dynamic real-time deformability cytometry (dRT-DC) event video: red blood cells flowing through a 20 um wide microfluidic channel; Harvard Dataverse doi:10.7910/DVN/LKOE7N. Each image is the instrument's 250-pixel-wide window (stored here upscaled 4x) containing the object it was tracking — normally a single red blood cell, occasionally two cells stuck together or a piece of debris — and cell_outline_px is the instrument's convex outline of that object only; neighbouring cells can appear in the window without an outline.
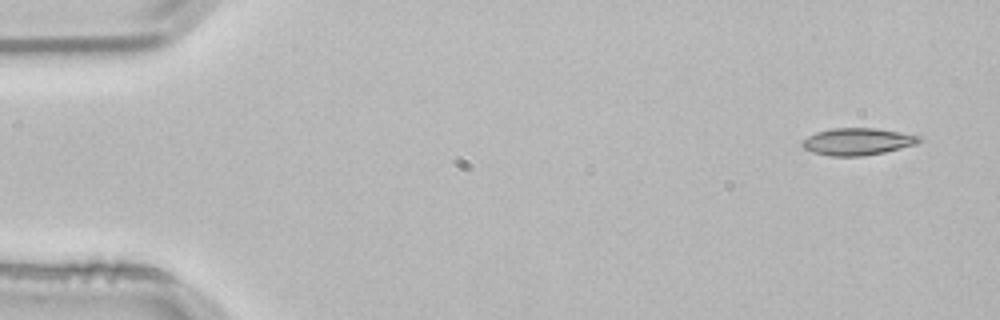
{"species": "common noctule bat (a hibernating species)", "species_latin": "Nyctalus noctula", "temperature_condition": "room temperature", "stored_images_in_passage": 3, "camera_frame_rate_fps": 3000, "um_per_image_px": 0.085, "animal": {"sex": "male", "body_mass_g": 21.5, "forearm_length_mm": 52.0}, "frame": {"image": 1, "passage_image": 1, "time_ms": 0.0, "image_size_px": [1000, 320], "cell_outline_px": [[924, 140], [916, 144], [884, 152], [864, 156], [832, 156], [812, 152], [804, 148], [800, 144], [800, 140], [816, 132], [832, 128], [876, 128], [920, 136]], "centroid_in_image_um": [72.86, 12.03], "position_along_channel_um": 12.1, "area_um2": 18.5}}